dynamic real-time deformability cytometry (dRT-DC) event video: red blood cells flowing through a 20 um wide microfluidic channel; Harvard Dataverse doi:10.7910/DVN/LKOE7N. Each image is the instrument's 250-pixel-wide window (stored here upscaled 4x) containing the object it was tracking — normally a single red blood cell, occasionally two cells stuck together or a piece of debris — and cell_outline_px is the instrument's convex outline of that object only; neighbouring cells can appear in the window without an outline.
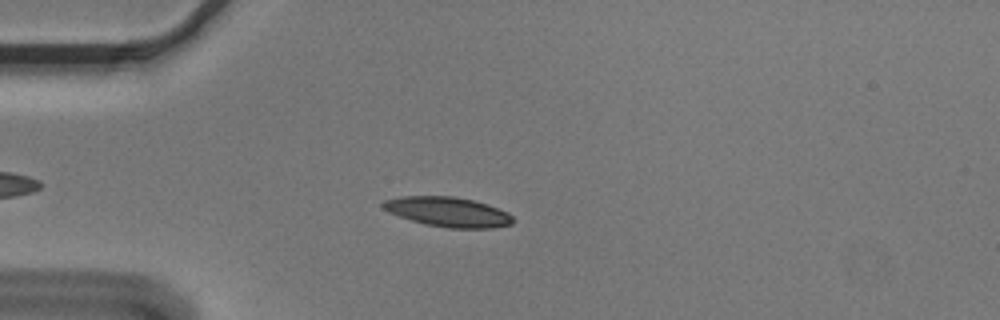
{"species": "Egyptian fruit bat (a non-hibernating species)", "species_latin": "Rousettus aegyptiacus", "temperature_condition": "cold", "stored_images_in_passage": 41, "camera_frame_rate_fps": 3000, "um_per_image_px": 0.085, "animal": {"sex": "male"}, "frame": {"image": 1, "passage_image": 10, "time_ms": 3.0, "image_size_px": [1000, 320], "cell_outline_px": [[516, 220], [512, 224], [492, 228], [448, 228], [424, 224], [388, 212], [380, 204], [384, 200], [400, 196], [456, 196], [476, 200], [488, 204], [508, 212]], "centroid_in_image_um": [38.11, 18.0], "position_along_channel_um": 46.9, "area_um2": 22.77}}
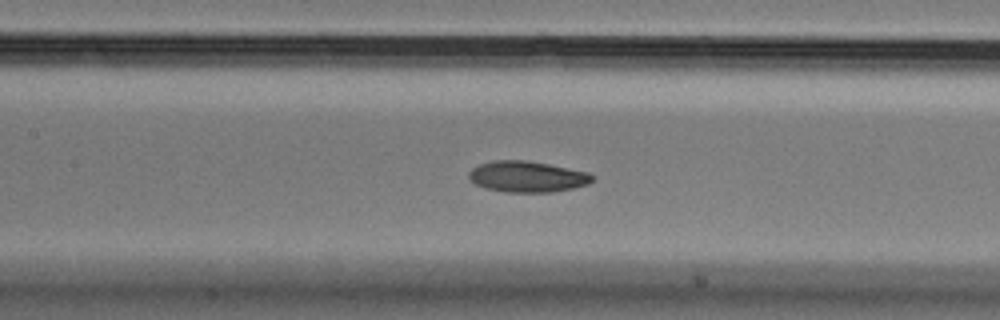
{"frame": {"image": 2, "passage_image": 21, "time_ms": 6.667, "image_size_px": [1000, 320], "cell_outline_px": [[592, 180], [588, 184], [572, 188], [552, 192], [504, 192], [484, 188], [468, 180], [468, 172], [472, 168], [480, 164], [492, 160], [528, 160], [588, 172], [592, 176]], "centroid_in_image_um": [44.75, 15.01], "position_along_channel_um": 162.7, "area_um2": 22.37}}
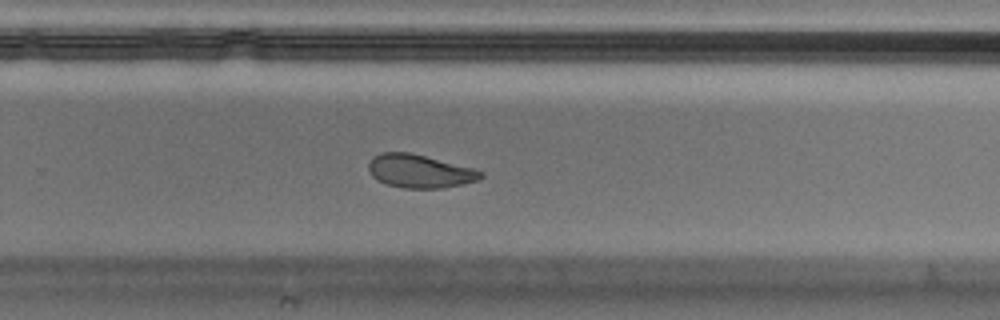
{"frame": {"image": 3, "passage_image": 32, "time_ms": 10.333, "image_size_px": [1000, 320], "cell_outline_px": [[484, 176], [480, 180], [440, 188], [404, 188], [388, 184], [372, 176], [368, 168], [368, 164], [372, 156], [380, 152], [408, 152], [472, 168], [484, 172]], "centroid_in_image_um": [35.66, 14.54], "position_along_channel_um": 294.1, "area_um2": 21.5}, "authors_computed_cell_mechanics": {"area_um2": 22.1374, "velocity_mm_per_s": 3.6013, "shape_relaxation_time_tau1_ms": 7.3197, "shape_relaxation_time_tau2_ms": 3.3681, "deformation_change_tau1": 0.1817, "deformation_change_tau2": 0.0814}}